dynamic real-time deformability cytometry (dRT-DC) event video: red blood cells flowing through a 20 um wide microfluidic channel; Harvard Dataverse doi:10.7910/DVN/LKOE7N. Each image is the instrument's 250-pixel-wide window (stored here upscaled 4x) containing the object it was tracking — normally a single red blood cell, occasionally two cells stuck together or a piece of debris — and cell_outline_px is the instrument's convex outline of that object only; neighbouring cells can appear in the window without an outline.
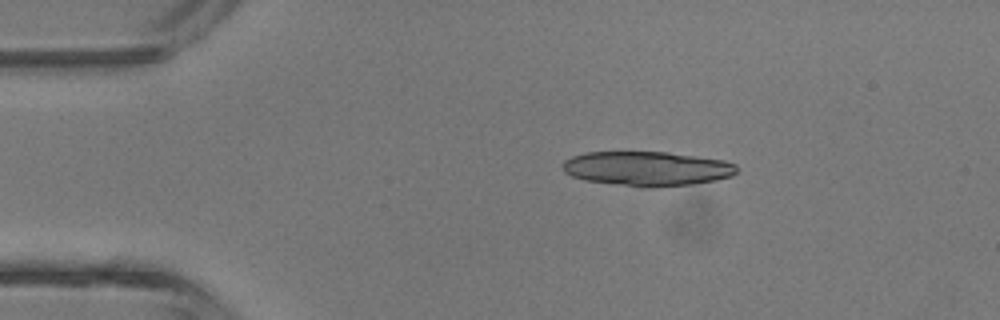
{"species": "common noctule bat (a hibernating species)", "species_latin": "Nyctalus noctula", "temperature_condition": "room temperature", "stored_images_in_passage": 4, "camera_frame_rate_fps": 3000, "um_per_image_px": 0.085, "animal": {"sex": "male", "body_mass_g": 13.3}, "frame": {"image": 1, "passage_image": 2, "time_ms": 1.333, "image_size_px": [1000, 320], "cell_outline_px": [[736, 172], [732, 176], [716, 180], [692, 184], [656, 188], [644, 188], [584, 180], [572, 176], [564, 172], [560, 164], [564, 160], [572, 156], [588, 152], [668, 152], [724, 160], [736, 164]], "centroid_in_image_um": [54.98, 14.34], "position_along_channel_um": 30.0, "area_um2": 35.32}}